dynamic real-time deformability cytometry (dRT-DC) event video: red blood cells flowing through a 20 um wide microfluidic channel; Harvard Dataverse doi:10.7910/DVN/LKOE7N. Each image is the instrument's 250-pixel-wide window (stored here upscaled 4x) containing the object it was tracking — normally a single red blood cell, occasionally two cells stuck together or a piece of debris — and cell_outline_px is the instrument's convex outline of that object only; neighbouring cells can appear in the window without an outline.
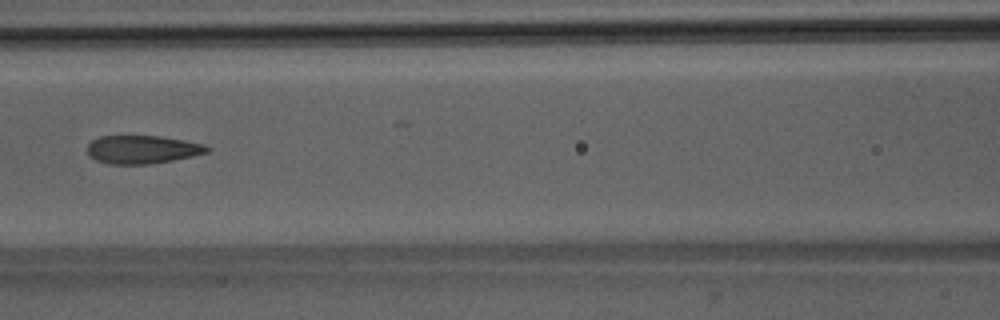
{"species": "Egyptian fruit bat (a non-hibernating species)", "species_latin": "Rousettus aegyptiacus", "temperature_condition": "room temperature", "stored_images_in_passage": 42, "camera_frame_rate_fps": 3000, "um_per_image_px": 0.085, "animal": {"sex": "male"}, "frame": {"image": 1, "passage_image": 24, "time_ms": 7.667, "image_size_px": [1000, 320], "cell_outline_px": [[212, 148], [208, 152], [192, 156], [172, 160], [148, 164], [108, 164], [96, 160], [88, 156], [88, 144], [92, 140], [100, 136], [160, 136], [184, 140], [204, 144]], "centroid_in_image_um": [12.09, 12.7], "position_along_channel_um": 154.5, "area_um2": 19.71}, "authors_computed_cell_mechanics": {"area_um2": 21.5016, "velocity_mm_per_s": 4.0355, "shape_relaxation_time_tau1_ms": 8.2181, "shape_relaxation_time_tau2_ms": 1.1506, "deformation_change_tau1": 0.2258, "deformation_change_tau2": 0.0941}}